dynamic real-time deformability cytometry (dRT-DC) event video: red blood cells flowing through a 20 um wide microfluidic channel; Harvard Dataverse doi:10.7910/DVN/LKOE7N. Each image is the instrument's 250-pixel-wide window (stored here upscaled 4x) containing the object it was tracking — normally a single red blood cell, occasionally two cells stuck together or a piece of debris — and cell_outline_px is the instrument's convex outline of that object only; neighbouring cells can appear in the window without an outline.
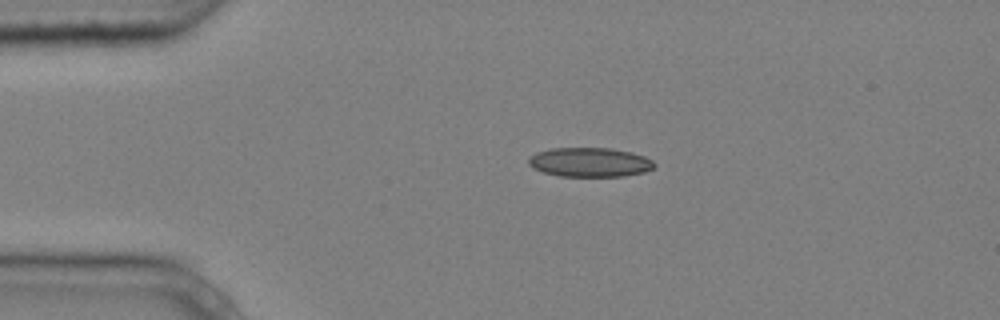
{"species": "common noctule bat (a hibernating species)", "species_latin": "Nyctalus noctula", "temperature_condition": "cold", "stored_images_in_passage": 5, "camera_frame_rate_fps": 3000, "um_per_image_px": 0.085, "animal": {"sex": "male", "body_mass_g": 20.4}, "frame": {"image": 1, "passage_image": 1, "time_ms": 0.0, "image_size_px": [1000, 320], "cell_outline_px": [[656, 168], [644, 172], [624, 176], [560, 176], [544, 172], [532, 168], [528, 164], [528, 156], [536, 152], [552, 148], [612, 148], [632, 152], [644, 156], [652, 160], [656, 164]], "centroid_in_image_um": [50.14, 13.78], "position_along_channel_um": 34.9, "area_um2": 21.68}}
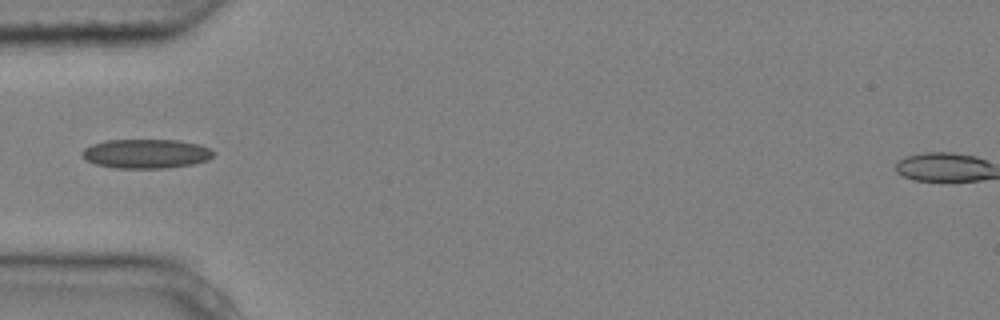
{"frame": {"image": 2, "passage_image": 2, "time_ms": 0.333, "image_size_px": [1000, 320], "cell_outline_px": [[216, 152], [208, 160], [192, 164], [164, 168], [116, 168], [96, 164], [84, 160], [80, 152], [84, 148], [92, 144], [108, 140], [180, 140], [196, 144], [208, 148]], "centroid_in_image_um": [12.38, 13.06], "position_along_channel_um": 72.6, "area_um2": 22.37}}
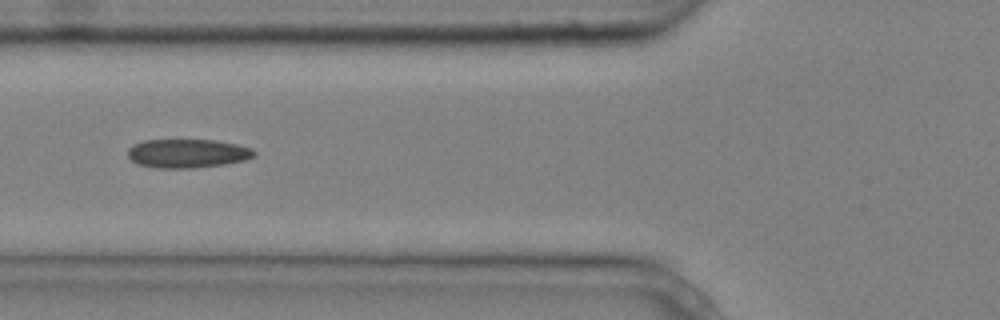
{"frame": {"image": 3, "passage_image": 3, "time_ms": 0.667, "image_size_px": [1000, 320], "cell_outline_px": [[256, 156], [244, 160], [224, 164], [192, 168], [156, 168], [136, 164], [128, 156], [128, 148], [144, 140], [216, 140], [236, 144], [252, 148], [256, 152]], "centroid_in_image_um": [15.94, 13.04], "position_along_channel_um": 109.9, "area_um2": 21.21}}